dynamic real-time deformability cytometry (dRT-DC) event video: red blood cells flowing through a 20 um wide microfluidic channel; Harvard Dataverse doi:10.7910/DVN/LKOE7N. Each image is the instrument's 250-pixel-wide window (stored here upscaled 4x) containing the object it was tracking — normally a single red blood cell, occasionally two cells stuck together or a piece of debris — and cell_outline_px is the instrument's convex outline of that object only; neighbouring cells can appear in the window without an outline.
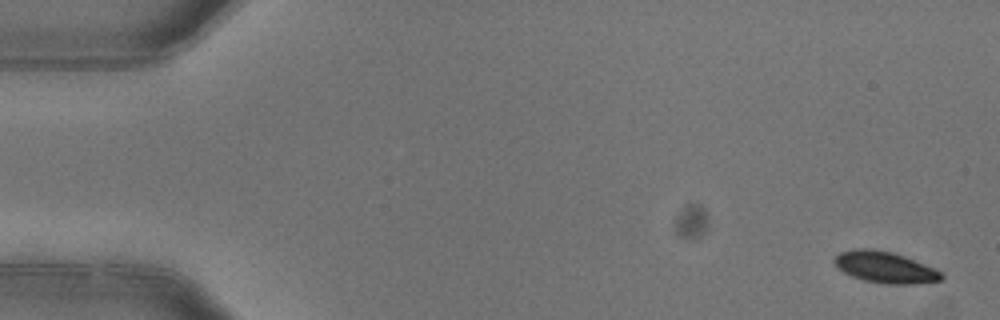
{"species": "common noctule bat (a hibernating species)", "species_latin": "Nyctalus noctula", "temperature_condition": "warm", "stored_images_in_passage": 5, "camera_frame_rate_fps": 3000, "um_per_image_px": 0.085, "animal": {"sex": "female"}, "frame": {"image": 1, "passage_image": 1, "time_ms": 0.0, "image_size_px": [1000, 320], "cell_outline_px": [[944, 280], [912, 284], [884, 284], [864, 280], [852, 276], [836, 268], [832, 260], [840, 252], [852, 248], [872, 248], [892, 252], [904, 256], [936, 268], [944, 276]], "centroid_in_image_um": [75.21, 22.71], "position_along_channel_um": 9.8, "area_um2": 19.83}}
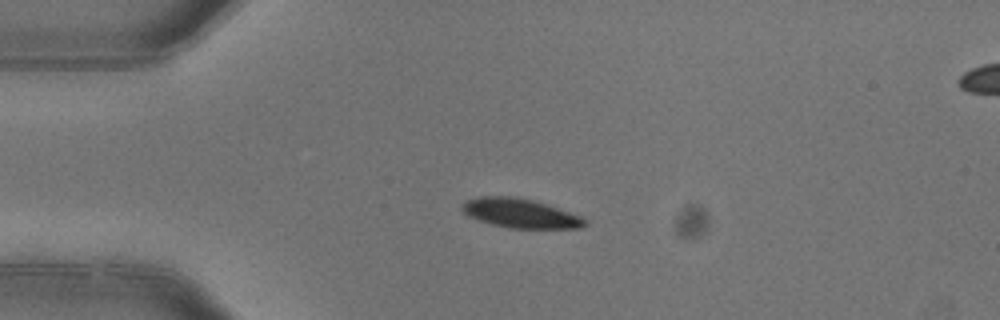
{"frame": {"image": 2, "passage_image": 3, "time_ms": 0.667, "image_size_px": [1000, 320], "cell_outline_px": [[584, 224], [580, 228], [512, 228], [492, 224], [468, 216], [460, 208], [468, 200], [480, 196], [512, 196], [532, 200], [580, 216], [584, 220]], "centroid_in_image_um": [44.17, 18.12], "position_along_channel_um": 40.8, "area_um2": 20.29}}